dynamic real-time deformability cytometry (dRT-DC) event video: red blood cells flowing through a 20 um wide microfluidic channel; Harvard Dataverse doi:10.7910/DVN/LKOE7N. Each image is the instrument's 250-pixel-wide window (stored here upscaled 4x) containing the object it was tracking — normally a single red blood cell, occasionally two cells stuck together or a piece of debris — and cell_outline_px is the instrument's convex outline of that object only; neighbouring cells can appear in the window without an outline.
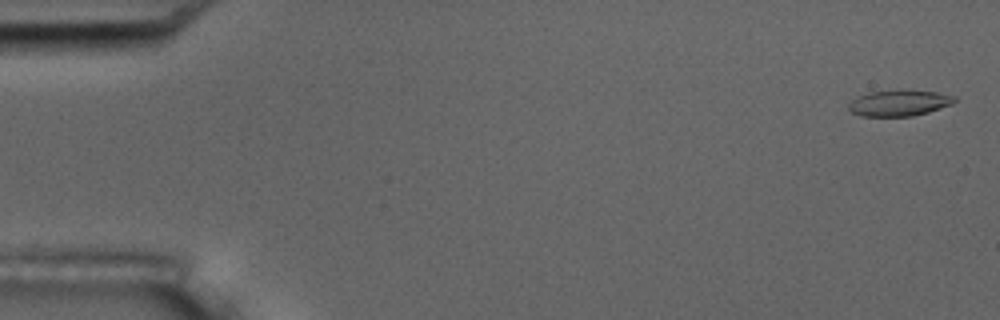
{"species": "common noctule bat (a hibernating species)", "species_latin": "Nyctalus noctula", "temperature_condition": "room temperature", "stored_images_in_passage": 6, "camera_frame_rate_fps": 3000, "um_per_image_px": 0.085, "animal": {"sex": "male", "body_mass_g": 17.5, "forearm_length_mm": 52.3}, "frame": {"image": 1, "passage_image": 1, "time_ms": 0.0, "image_size_px": [1000, 320], "cell_outline_px": [[956, 100], [952, 104], [928, 112], [912, 116], [860, 116], [852, 112], [848, 108], [848, 104], [852, 100], [868, 92], [900, 88], [936, 92], [956, 96]], "centroid_in_image_um": [76.43, 8.73], "position_along_channel_um": 8.6, "area_um2": 16.36}}
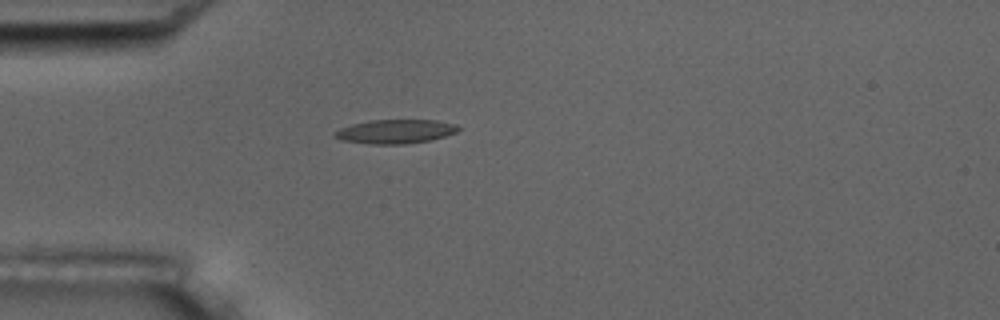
{"frame": {"image": 2, "passage_image": 5, "time_ms": 4.667, "image_size_px": [1000, 320], "cell_outline_px": [[460, 128], [456, 132], [432, 140], [404, 144], [368, 144], [340, 140], [332, 136], [332, 132], [340, 128], [352, 124], [368, 120], [436, 120], [456, 124]], "centroid_in_image_um": [33.56, 11.18], "position_along_channel_um": 51.4, "area_um2": 17.46}}